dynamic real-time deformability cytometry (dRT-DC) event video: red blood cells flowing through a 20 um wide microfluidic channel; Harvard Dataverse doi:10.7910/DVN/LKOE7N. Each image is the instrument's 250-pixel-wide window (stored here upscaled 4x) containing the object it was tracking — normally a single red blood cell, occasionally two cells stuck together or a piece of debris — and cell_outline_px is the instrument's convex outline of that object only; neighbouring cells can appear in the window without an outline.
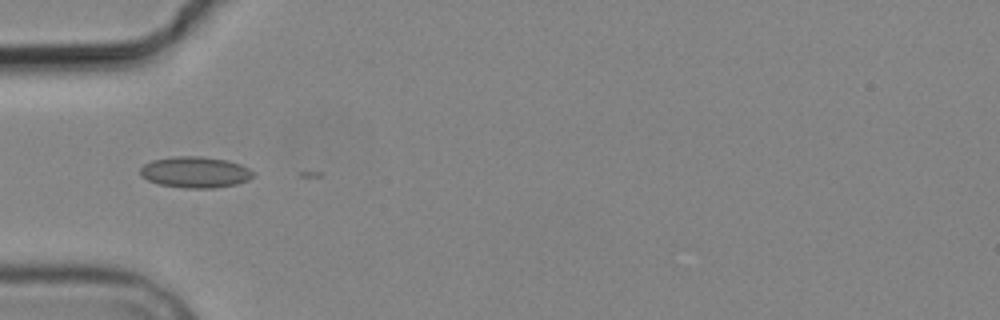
{"species": "common noctule bat (a hibernating species)", "species_latin": "Nyctalus noctula", "temperature_condition": "cold", "stored_images_in_passage": 6, "camera_frame_rate_fps": 3000, "um_per_image_px": 0.085, "animal": {"sex": "male", "body_mass_g": 19.2, "forearm_length_mm": 51.8}, "frame": {"image": 1, "passage_image": 5, "time_ms": 4.667, "image_size_px": [1000, 320], "cell_outline_px": [[256, 176], [248, 180], [236, 184], [212, 188], [184, 188], [160, 184], [148, 180], [140, 176], [140, 168], [144, 164], [152, 160], [172, 156], [200, 156], [228, 160], [240, 164], [256, 172]], "centroid_in_image_um": [16.61, 14.63], "position_along_channel_um": 68.4, "area_um2": 20.69}}
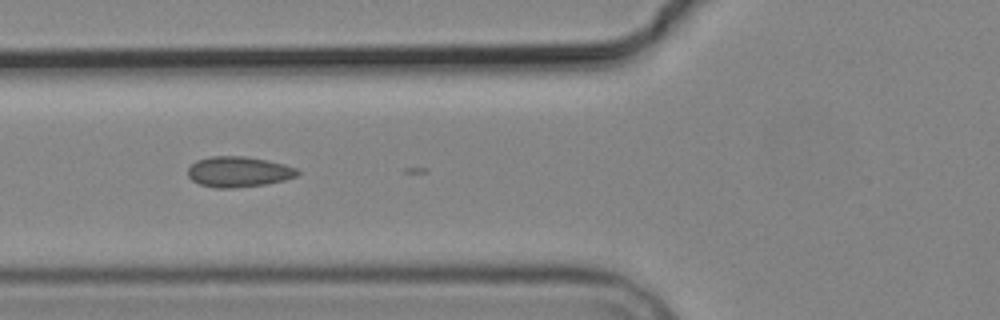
{"frame": {"image": 2, "passage_image": 6, "time_ms": 5.667, "image_size_px": [1000, 320], "cell_outline_px": [[300, 172], [296, 176], [284, 180], [264, 184], [236, 188], [212, 188], [200, 184], [192, 180], [188, 176], [188, 168], [196, 160], [212, 156], [244, 156], [268, 160], [284, 164], [296, 168]], "centroid_in_image_um": [20.26, 14.6], "position_along_channel_um": 105.5, "area_um2": 19.54}}